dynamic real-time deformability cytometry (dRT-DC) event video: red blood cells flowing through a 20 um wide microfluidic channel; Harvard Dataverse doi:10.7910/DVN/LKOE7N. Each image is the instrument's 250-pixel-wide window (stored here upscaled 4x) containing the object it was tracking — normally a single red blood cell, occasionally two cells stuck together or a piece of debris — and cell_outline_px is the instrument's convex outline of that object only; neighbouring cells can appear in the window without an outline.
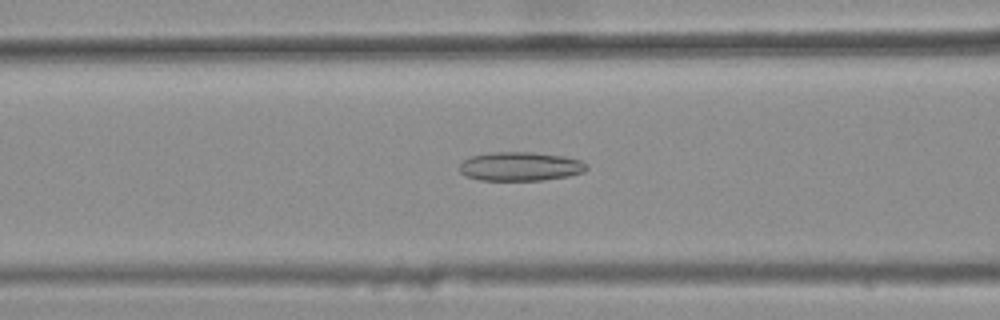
{"species": "common noctule bat (a hibernating species)", "species_latin": "Nyctalus noctula", "temperature_condition": "warm", "stored_images_in_passage": 40, "camera_frame_rate_fps": 3000, "um_per_image_px": 0.085, "animal": {"sex": "female", "body_mass_g": 25.1}, "frame": {"image": 1, "passage_image": 16, "time_ms": 5.0, "image_size_px": [1000, 320], "cell_outline_px": [[588, 168], [584, 172], [568, 176], [544, 180], [480, 180], [464, 176], [460, 172], [460, 164], [468, 156], [492, 152], [532, 152], [564, 156], [580, 160], [588, 164]], "centroid_in_image_um": [44.22, 14.14], "position_along_channel_um": 122.4, "area_um2": 21.62}}
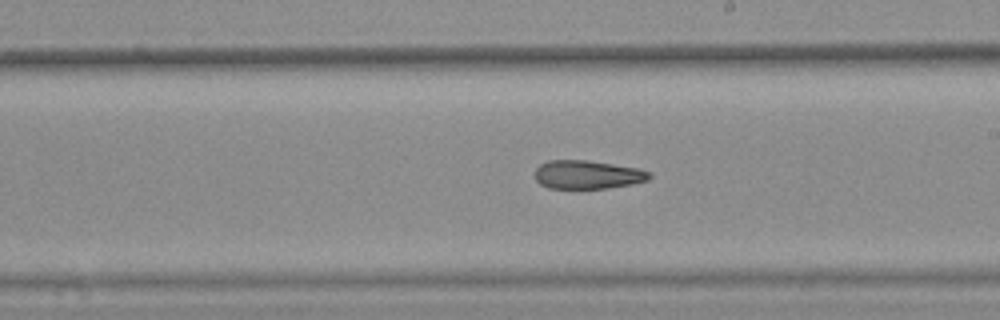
{"frame": {"image": 2, "passage_image": 25, "time_ms": 8.0, "image_size_px": [1000, 320], "cell_outline_px": [[652, 176], [648, 180], [632, 184], [608, 188], [548, 188], [540, 184], [536, 180], [536, 168], [540, 164], [548, 160], [588, 160], [640, 168], [652, 172]], "centroid_in_image_um": [49.97, 14.84], "position_along_channel_um": 239.0, "area_um2": 19.19}}
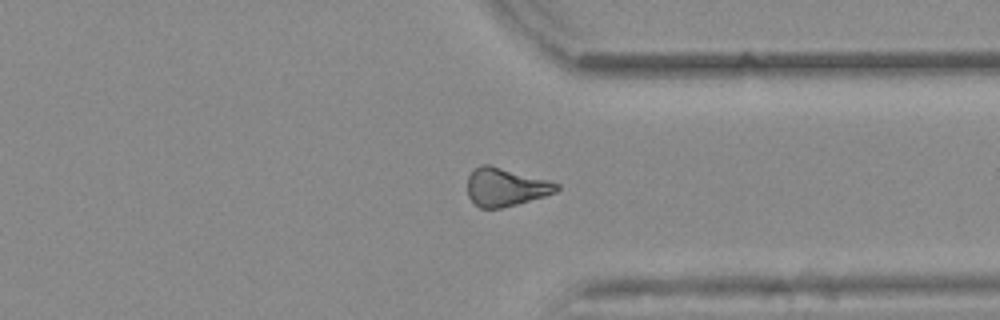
{"frame": {"image": 3, "passage_image": 35, "time_ms": 11.333, "image_size_px": [1000, 320], "cell_outline_px": [[560, 188], [556, 192], [544, 196], [516, 204], [500, 208], [480, 208], [468, 196], [468, 176], [480, 164], [488, 164], [548, 180], [560, 184]], "centroid_in_image_um": [42.98, 15.9], "position_along_channel_um": 368.4, "area_um2": 19.59}, "authors_computed_cell_mechanics": {"area_um2": 20.0855, "velocity_mm_per_s": 3.8982, "shape_relaxation_time_tau1_ms": null, "shape_relaxation_time_tau2_ms": 5.9464, "deformation_change_tau1": null, "deformation_change_tau2": 0.1639}}